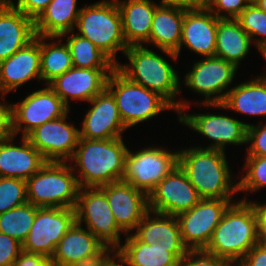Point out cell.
Masks as SVG:
<instances>
[{
  "label": "cell",
  "instance_id": "obj_1",
  "mask_svg": "<svg viewBox=\"0 0 266 266\" xmlns=\"http://www.w3.org/2000/svg\"><path fill=\"white\" fill-rule=\"evenodd\" d=\"M127 150L122 137L108 140L79 138L69 162L75 161L71 167L75 174L79 173L76 178L80 188L101 187L122 180Z\"/></svg>",
  "mask_w": 266,
  "mask_h": 266
},
{
  "label": "cell",
  "instance_id": "obj_2",
  "mask_svg": "<svg viewBox=\"0 0 266 266\" xmlns=\"http://www.w3.org/2000/svg\"><path fill=\"white\" fill-rule=\"evenodd\" d=\"M178 151V165L201 199H234L238 181L232 177L225 151L202 146Z\"/></svg>",
  "mask_w": 266,
  "mask_h": 266
},
{
  "label": "cell",
  "instance_id": "obj_3",
  "mask_svg": "<svg viewBox=\"0 0 266 266\" xmlns=\"http://www.w3.org/2000/svg\"><path fill=\"white\" fill-rule=\"evenodd\" d=\"M124 55L129 63H118L116 68L130 81L158 93L178 114L190 108L187 100L175 99L180 95L181 76L166 58L144 45L129 46Z\"/></svg>",
  "mask_w": 266,
  "mask_h": 266
},
{
  "label": "cell",
  "instance_id": "obj_4",
  "mask_svg": "<svg viewBox=\"0 0 266 266\" xmlns=\"http://www.w3.org/2000/svg\"><path fill=\"white\" fill-rule=\"evenodd\" d=\"M259 242L254 206L245 197L228 207L205 250L236 266Z\"/></svg>",
  "mask_w": 266,
  "mask_h": 266
},
{
  "label": "cell",
  "instance_id": "obj_5",
  "mask_svg": "<svg viewBox=\"0 0 266 266\" xmlns=\"http://www.w3.org/2000/svg\"><path fill=\"white\" fill-rule=\"evenodd\" d=\"M67 163L46 161L26 180L29 203L39 208H75L80 186Z\"/></svg>",
  "mask_w": 266,
  "mask_h": 266
},
{
  "label": "cell",
  "instance_id": "obj_6",
  "mask_svg": "<svg viewBox=\"0 0 266 266\" xmlns=\"http://www.w3.org/2000/svg\"><path fill=\"white\" fill-rule=\"evenodd\" d=\"M78 34L90 40L116 65L117 52L128 48L116 0H102L81 8L76 24Z\"/></svg>",
  "mask_w": 266,
  "mask_h": 266
},
{
  "label": "cell",
  "instance_id": "obj_7",
  "mask_svg": "<svg viewBox=\"0 0 266 266\" xmlns=\"http://www.w3.org/2000/svg\"><path fill=\"white\" fill-rule=\"evenodd\" d=\"M106 88L114 96L127 129L149 121L165 110L175 111L158 93L130 81L117 68L108 76Z\"/></svg>",
  "mask_w": 266,
  "mask_h": 266
},
{
  "label": "cell",
  "instance_id": "obj_8",
  "mask_svg": "<svg viewBox=\"0 0 266 266\" xmlns=\"http://www.w3.org/2000/svg\"><path fill=\"white\" fill-rule=\"evenodd\" d=\"M76 222L87 228L103 246L117 250L122 246L121 234L105 193L99 187L80 188L75 206Z\"/></svg>",
  "mask_w": 266,
  "mask_h": 266
},
{
  "label": "cell",
  "instance_id": "obj_9",
  "mask_svg": "<svg viewBox=\"0 0 266 266\" xmlns=\"http://www.w3.org/2000/svg\"><path fill=\"white\" fill-rule=\"evenodd\" d=\"M178 155L179 151L172 152L156 146L136 152L128 149L122 180L149 195L156 185L178 166Z\"/></svg>",
  "mask_w": 266,
  "mask_h": 266
},
{
  "label": "cell",
  "instance_id": "obj_10",
  "mask_svg": "<svg viewBox=\"0 0 266 266\" xmlns=\"http://www.w3.org/2000/svg\"><path fill=\"white\" fill-rule=\"evenodd\" d=\"M69 110L53 89L46 85L17 104L11 103L12 135L21 132V137H26L36 127L65 115Z\"/></svg>",
  "mask_w": 266,
  "mask_h": 266
},
{
  "label": "cell",
  "instance_id": "obj_11",
  "mask_svg": "<svg viewBox=\"0 0 266 266\" xmlns=\"http://www.w3.org/2000/svg\"><path fill=\"white\" fill-rule=\"evenodd\" d=\"M237 69L239 68L234 64L220 57H205L193 64L192 70L186 73L183 82L188 89L205 96L200 105L221 104L230 90L228 88Z\"/></svg>",
  "mask_w": 266,
  "mask_h": 266
},
{
  "label": "cell",
  "instance_id": "obj_12",
  "mask_svg": "<svg viewBox=\"0 0 266 266\" xmlns=\"http://www.w3.org/2000/svg\"><path fill=\"white\" fill-rule=\"evenodd\" d=\"M233 199H201L193 208L176 216L184 245L205 249Z\"/></svg>",
  "mask_w": 266,
  "mask_h": 266
},
{
  "label": "cell",
  "instance_id": "obj_13",
  "mask_svg": "<svg viewBox=\"0 0 266 266\" xmlns=\"http://www.w3.org/2000/svg\"><path fill=\"white\" fill-rule=\"evenodd\" d=\"M75 221V208H38L22 250L51 259L59 241Z\"/></svg>",
  "mask_w": 266,
  "mask_h": 266
},
{
  "label": "cell",
  "instance_id": "obj_14",
  "mask_svg": "<svg viewBox=\"0 0 266 266\" xmlns=\"http://www.w3.org/2000/svg\"><path fill=\"white\" fill-rule=\"evenodd\" d=\"M178 121L213 141L205 149L225 151L227 145H246L247 126L250 124L236 118L213 112L190 115L182 111L178 114Z\"/></svg>",
  "mask_w": 266,
  "mask_h": 266
},
{
  "label": "cell",
  "instance_id": "obj_15",
  "mask_svg": "<svg viewBox=\"0 0 266 266\" xmlns=\"http://www.w3.org/2000/svg\"><path fill=\"white\" fill-rule=\"evenodd\" d=\"M201 197L178 165L148 195L150 211L177 216L190 210Z\"/></svg>",
  "mask_w": 266,
  "mask_h": 266
},
{
  "label": "cell",
  "instance_id": "obj_16",
  "mask_svg": "<svg viewBox=\"0 0 266 266\" xmlns=\"http://www.w3.org/2000/svg\"><path fill=\"white\" fill-rule=\"evenodd\" d=\"M68 112L31 131L26 138L46 161L68 162L79 141V129L66 122Z\"/></svg>",
  "mask_w": 266,
  "mask_h": 266
},
{
  "label": "cell",
  "instance_id": "obj_17",
  "mask_svg": "<svg viewBox=\"0 0 266 266\" xmlns=\"http://www.w3.org/2000/svg\"><path fill=\"white\" fill-rule=\"evenodd\" d=\"M88 103L92 105L79 129L80 138L108 140L122 137L127 128L124 126L112 93L105 88Z\"/></svg>",
  "mask_w": 266,
  "mask_h": 266
},
{
  "label": "cell",
  "instance_id": "obj_18",
  "mask_svg": "<svg viewBox=\"0 0 266 266\" xmlns=\"http://www.w3.org/2000/svg\"><path fill=\"white\" fill-rule=\"evenodd\" d=\"M106 195L117 225L126 233L134 232L149 211L148 195L123 180L99 187Z\"/></svg>",
  "mask_w": 266,
  "mask_h": 266
},
{
  "label": "cell",
  "instance_id": "obj_19",
  "mask_svg": "<svg viewBox=\"0 0 266 266\" xmlns=\"http://www.w3.org/2000/svg\"><path fill=\"white\" fill-rule=\"evenodd\" d=\"M115 69H93L72 67L53 80L49 86L70 108L72 101L89 102L101 93L107 84L108 76Z\"/></svg>",
  "mask_w": 266,
  "mask_h": 266
},
{
  "label": "cell",
  "instance_id": "obj_20",
  "mask_svg": "<svg viewBox=\"0 0 266 266\" xmlns=\"http://www.w3.org/2000/svg\"><path fill=\"white\" fill-rule=\"evenodd\" d=\"M32 79L41 80L40 76V36L16 51L9 58L0 62V96L17 90Z\"/></svg>",
  "mask_w": 266,
  "mask_h": 266
},
{
  "label": "cell",
  "instance_id": "obj_21",
  "mask_svg": "<svg viewBox=\"0 0 266 266\" xmlns=\"http://www.w3.org/2000/svg\"><path fill=\"white\" fill-rule=\"evenodd\" d=\"M217 18L207 7L197 9L184 8V21L179 50L180 56L184 45L201 57L215 56Z\"/></svg>",
  "mask_w": 266,
  "mask_h": 266
},
{
  "label": "cell",
  "instance_id": "obj_22",
  "mask_svg": "<svg viewBox=\"0 0 266 266\" xmlns=\"http://www.w3.org/2000/svg\"><path fill=\"white\" fill-rule=\"evenodd\" d=\"M125 237L124 244L118 249V260L126 266H178L188 251L186 246H164L158 241L150 245L133 233Z\"/></svg>",
  "mask_w": 266,
  "mask_h": 266
},
{
  "label": "cell",
  "instance_id": "obj_23",
  "mask_svg": "<svg viewBox=\"0 0 266 266\" xmlns=\"http://www.w3.org/2000/svg\"><path fill=\"white\" fill-rule=\"evenodd\" d=\"M15 136L0 139V177L27 180L45 163L41 153L26 137L21 145L13 143Z\"/></svg>",
  "mask_w": 266,
  "mask_h": 266
},
{
  "label": "cell",
  "instance_id": "obj_24",
  "mask_svg": "<svg viewBox=\"0 0 266 266\" xmlns=\"http://www.w3.org/2000/svg\"><path fill=\"white\" fill-rule=\"evenodd\" d=\"M184 8L159 2L154 11L149 44H153L159 51L176 61L175 54L179 50Z\"/></svg>",
  "mask_w": 266,
  "mask_h": 266
},
{
  "label": "cell",
  "instance_id": "obj_25",
  "mask_svg": "<svg viewBox=\"0 0 266 266\" xmlns=\"http://www.w3.org/2000/svg\"><path fill=\"white\" fill-rule=\"evenodd\" d=\"M34 21L10 2H0V62L35 38Z\"/></svg>",
  "mask_w": 266,
  "mask_h": 266
},
{
  "label": "cell",
  "instance_id": "obj_26",
  "mask_svg": "<svg viewBox=\"0 0 266 266\" xmlns=\"http://www.w3.org/2000/svg\"><path fill=\"white\" fill-rule=\"evenodd\" d=\"M154 0H116L127 46L149 44L154 11L159 5Z\"/></svg>",
  "mask_w": 266,
  "mask_h": 266
},
{
  "label": "cell",
  "instance_id": "obj_27",
  "mask_svg": "<svg viewBox=\"0 0 266 266\" xmlns=\"http://www.w3.org/2000/svg\"><path fill=\"white\" fill-rule=\"evenodd\" d=\"M207 108L229 109L249 116H266V78L261 75L240 83L227 93L221 104H202Z\"/></svg>",
  "mask_w": 266,
  "mask_h": 266
},
{
  "label": "cell",
  "instance_id": "obj_28",
  "mask_svg": "<svg viewBox=\"0 0 266 266\" xmlns=\"http://www.w3.org/2000/svg\"><path fill=\"white\" fill-rule=\"evenodd\" d=\"M103 245L86 228L76 221L59 241L51 258L52 266H71L96 251Z\"/></svg>",
  "mask_w": 266,
  "mask_h": 266
},
{
  "label": "cell",
  "instance_id": "obj_29",
  "mask_svg": "<svg viewBox=\"0 0 266 266\" xmlns=\"http://www.w3.org/2000/svg\"><path fill=\"white\" fill-rule=\"evenodd\" d=\"M78 0H52L45 11L34 22L35 34L46 37H60L75 30L81 7Z\"/></svg>",
  "mask_w": 266,
  "mask_h": 266
},
{
  "label": "cell",
  "instance_id": "obj_30",
  "mask_svg": "<svg viewBox=\"0 0 266 266\" xmlns=\"http://www.w3.org/2000/svg\"><path fill=\"white\" fill-rule=\"evenodd\" d=\"M252 44L251 37L236 19L218 20L215 56L238 68L240 62L249 54Z\"/></svg>",
  "mask_w": 266,
  "mask_h": 266
},
{
  "label": "cell",
  "instance_id": "obj_31",
  "mask_svg": "<svg viewBox=\"0 0 266 266\" xmlns=\"http://www.w3.org/2000/svg\"><path fill=\"white\" fill-rule=\"evenodd\" d=\"M132 233L140 241L150 245L158 241L164 246H185L181 238L178 220L173 215L149 210L137 225L135 232Z\"/></svg>",
  "mask_w": 266,
  "mask_h": 266
},
{
  "label": "cell",
  "instance_id": "obj_32",
  "mask_svg": "<svg viewBox=\"0 0 266 266\" xmlns=\"http://www.w3.org/2000/svg\"><path fill=\"white\" fill-rule=\"evenodd\" d=\"M47 39L54 41L46 43ZM61 39L59 36H40V76L46 85L73 67L69 47Z\"/></svg>",
  "mask_w": 266,
  "mask_h": 266
},
{
  "label": "cell",
  "instance_id": "obj_33",
  "mask_svg": "<svg viewBox=\"0 0 266 266\" xmlns=\"http://www.w3.org/2000/svg\"><path fill=\"white\" fill-rule=\"evenodd\" d=\"M60 37L66 39L74 67L116 69V64L87 38L73 31L64 33Z\"/></svg>",
  "mask_w": 266,
  "mask_h": 266
},
{
  "label": "cell",
  "instance_id": "obj_34",
  "mask_svg": "<svg viewBox=\"0 0 266 266\" xmlns=\"http://www.w3.org/2000/svg\"><path fill=\"white\" fill-rule=\"evenodd\" d=\"M38 208L26 202L23 205L1 213L0 233L6 234L23 244L31 230Z\"/></svg>",
  "mask_w": 266,
  "mask_h": 266
},
{
  "label": "cell",
  "instance_id": "obj_35",
  "mask_svg": "<svg viewBox=\"0 0 266 266\" xmlns=\"http://www.w3.org/2000/svg\"><path fill=\"white\" fill-rule=\"evenodd\" d=\"M236 20L251 37L252 42H254L253 45L258 48V51L260 53L264 51L266 49V12L255 3H250Z\"/></svg>",
  "mask_w": 266,
  "mask_h": 266
},
{
  "label": "cell",
  "instance_id": "obj_36",
  "mask_svg": "<svg viewBox=\"0 0 266 266\" xmlns=\"http://www.w3.org/2000/svg\"><path fill=\"white\" fill-rule=\"evenodd\" d=\"M238 192H257L266 187V156H245Z\"/></svg>",
  "mask_w": 266,
  "mask_h": 266
},
{
  "label": "cell",
  "instance_id": "obj_37",
  "mask_svg": "<svg viewBox=\"0 0 266 266\" xmlns=\"http://www.w3.org/2000/svg\"><path fill=\"white\" fill-rule=\"evenodd\" d=\"M26 202V180L0 177V214Z\"/></svg>",
  "mask_w": 266,
  "mask_h": 266
},
{
  "label": "cell",
  "instance_id": "obj_38",
  "mask_svg": "<svg viewBox=\"0 0 266 266\" xmlns=\"http://www.w3.org/2000/svg\"><path fill=\"white\" fill-rule=\"evenodd\" d=\"M249 4L248 0H207L206 7L219 19H236Z\"/></svg>",
  "mask_w": 266,
  "mask_h": 266
},
{
  "label": "cell",
  "instance_id": "obj_39",
  "mask_svg": "<svg viewBox=\"0 0 266 266\" xmlns=\"http://www.w3.org/2000/svg\"><path fill=\"white\" fill-rule=\"evenodd\" d=\"M178 266H232L226 260L205 249H189L179 260Z\"/></svg>",
  "mask_w": 266,
  "mask_h": 266
},
{
  "label": "cell",
  "instance_id": "obj_40",
  "mask_svg": "<svg viewBox=\"0 0 266 266\" xmlns=\"http://www.w3.org/2000/svg\"><path fill=\"white\" fill-rule=\"evenodd\" d=\"M246 144H249L247 156H266V123L247 126Z\"/></svg>",
  "mask_w": 266,
  "mask_h": 266
},
{
  "label": "cell",
  "instance_id": "obj_41",
  "mask_svg": "<svg viewBox=\"0 0 266 266\" xmlns=\"http://www.w3.org/2000/svg\"><path fill=\"white\" fill-rule=\"evenodd\" d=\"M118 260V250L112 246H102L94 254L75 262L71 266H111Z\"/></svg>",
  "mask_w": 266,
  "mask_h": 266
},
{
  "label": "cell",
  "instance_id": "obj_42",
  "mask_svg": "<svg viewBox=\"0 0 266 266\" xmlns=\"http://www.w3.org/2000/svg\"><path fill=\"white\" fill-rule=\"evenodd\" d=\"M22 251V244L6 234L0 233V266H12Z\"/></svg>",
  "mask_w": 266,
  "mask_h": 266
},
{
  "label": "cell",
  "instance_id": "obj_43",
  "mask_svg": "<svg viewBox=\"0 0 266 266\" xmlns=\"http://www.w3.org/2000/svg\"><path fill=\"white\" fill-rule=\"evenodd\" d=\"M52 0H17L16 5L13 0H0V2H10L17 10L31 18L34 22L45 11Z\"/></svg>",
  "mask_w": 266,
  "mask_h": 266
},
{
  "label": "cell",
  "instance_id": "obj_44",
  "mask_svg": "<svg viewBox=\"0 0 266 266\" xmlns=\"http://www.w3.org/2000/svg\"><path fill=\"white\" fill-rule=\"evenodd\" d=\"M236 266H266V244L254 245Z\"/></svg>",
  "mask_w": 266,
  "mask_h": 266
},
{
  "label": "cell",
  "instance_id": "obj_45",
  "mask_svg": "<svg viewBox=\"0 0 266 266\" xmlns=\"http://www.w3.org/2000/svg\"><path fill=\"white\" fill-rule=\"evenodd\" d=\"M12 266H52V261L47 256L22 250Z\"/></svg>",
  "mask_w": 266,
  "mask_h": 266
},
{
  "label": "cell",
  "instance_id": "obj_46",
  "mask_svg": "<svg viewBox=\"0 0 266 266\" xmlns=\"http://www.w3.org/2000/svg\"><path fill=\"white\" fill-rule=\"evenodd\" d=\"M12 136L11 104L0 101V139Z\"/></svg>",
  "mask_w": 266,
  "mask_h": 266
},
{
  "label": "cell",
  "instance_id": "obj_47",
  "mask_svg": "<svg viewBox=\"0 0 266 266\" xmlns=\"http://www.w3.org/2000/svg\"><path fill=\"white\" fill-rule=\"evenodd\" d=\"M257 216L258 237L261 243L266 244V203L251 201Z\"/></svg>",
  "mask_w": 266,
  "mask_h": 266
},
{
  "label": "cell",
  "instance_id": "obj_48",
  "mask_svg": "<svg viewBox=\"0 0 266 266\" xmlns=\"http://www.w3.org/2000/svg\"><path fill=\"white\" fill-rule=\"evenodd\" d=\"M160 2L185 9L203 8L207 4V0H161Z\"/></svg>",
  "mask_w": 266,
  "mask_h": 266
},
{
  "label": "cell",
  "instance_id": "obj_49",
  "mask_svg": "<svg viewBox=\"0 0 266 266\" xmlns=\"http://www.w3.org/2000/svg\"><path fill=\"white\" fill-rule=\"evenodd\" d=\"M255 4L262 9L263 11L266 12V0H257Z\"/></svg>",
  "mask_w": 266,
  "mask_h": 266
},
{
  "label": "cell",
  "instance_id": "obj_50",
  "mask_svg": "<svg viewBox=\"0 0 266 266\" xmlns=\"http://www.w3.org/2000/svg\"><path fill=\"white\" fill-rule=\"evenodd\" d=\"M261 55L263 56V58L266 60V49L264 51L261 52ZM266 72V71H265ZM262 75L266 78V73H262Z\"/></svg>",
  "mask_w": 266,
  "mask_h": 266
},
{
  "label": "cell",
  "instance_id": "obj_51",
  "mask_svg": "<svg viewBox=\"0 0 266 266\" xmlns=\"http://www.w3.org/2000/svg\"><path fill=\"white\" fill-rule=\"evenodd\" d=\"M111 266H123V264L119 261V260H117L113 265H111ZM125 266V265H124Z\"/></svg>",
  "mask_w": 266,
  "mask_h": 266
},
{
  "label": "cell",
  "instance_id": "obj_52",
  "mask_svg": "<svg viewBox=\"0 0 266 266\" xmlns=\"http://www.w3.org/2000/svg\"><path fill=\"white\" fill-rule=\"evenodd\" d=\"M257 0H248L249 3H255Z\"/></svg>",
  "mask_w": 266,
  "mask_h": 266
}]
</instances>
